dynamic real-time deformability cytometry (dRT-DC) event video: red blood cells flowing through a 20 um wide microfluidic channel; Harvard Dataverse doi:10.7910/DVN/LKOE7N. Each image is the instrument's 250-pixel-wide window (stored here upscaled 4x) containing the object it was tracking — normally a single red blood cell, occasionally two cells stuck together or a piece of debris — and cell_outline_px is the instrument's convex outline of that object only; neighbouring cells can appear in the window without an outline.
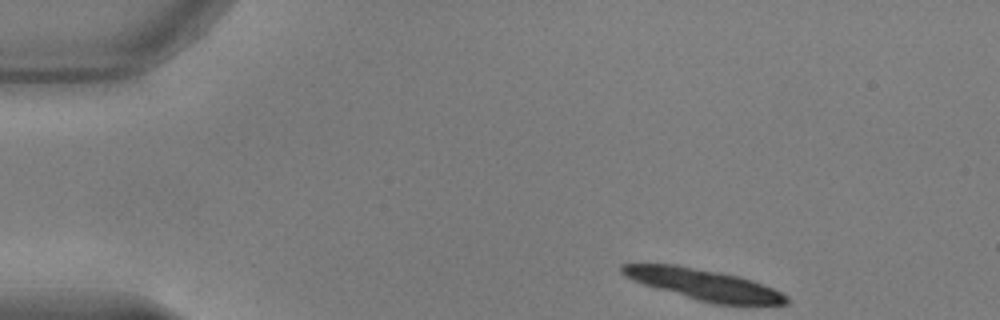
{"species": "common noctule bat (a hibernating species)", "species_latin": "Nyctalus noctula", "temperature_condition": "warm", "stored_images_in_passage": 46, "camera_frame_rate_fps": 3000, "um_per_image_px": 0.085, "animal": {"sex": "male", "body_mass_g": 17.9, "forearm_length_mm": 54.2}, "frame": {"image": 1, "passage_image": 1, "time_ms": 0.0, "image_size_px": [1000, 320], "cell_outline_px": [[788, 304], [716, 304], [696, 300], [656, 288], [632, 280], [624, 276], [620, 272], [620, 264], [676, 264], [720, 272], [740, 276], [752, 280], [772, 288], [788, 296]], "centroid_in_image_um": [59.78, 24.17], "position_along_channel_um": 25.2, "area_um2": 29.48}}
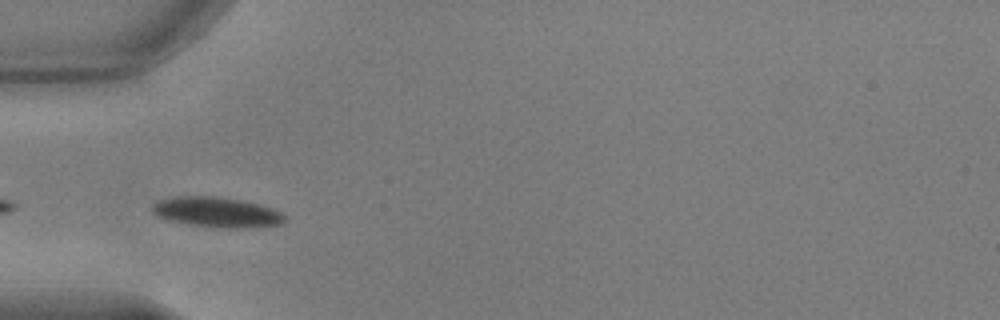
{"frame": {"image": 2, "passage_image": 11, "time_ms": 3.333, "image_size_px": [1000, 320], "cell_outline_px": [[284, 220], [280, 224], [252, 228], [220, 228], [192, 224], [168, 220], [156, 216], [152, 212], [152, 204], [160, 200], [172, 196], [216, 196], [240, 200], [260, 204], [272, 208], [280, 212], [284, 216]], "centroid_in_image_um": [18.4, 18.03], "position_along_channel_um": 66.6, "area_um2": 23.29}}
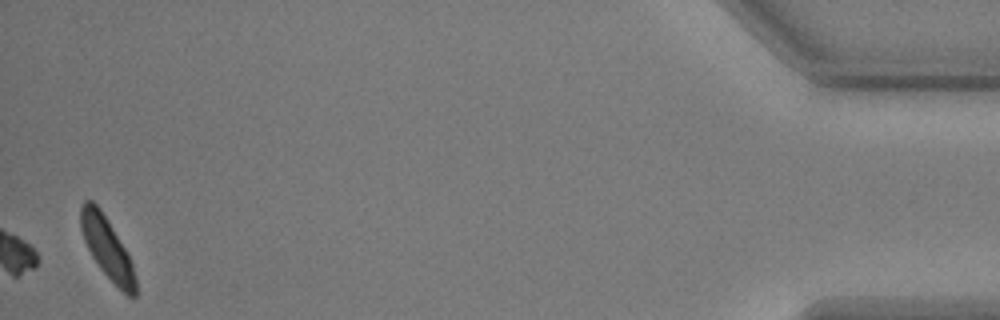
{"frame": {"image": 3, "passage_image": 46, "time_ms": 15.0, "image_size_px": [1000, 320], "cell_outline_px": [[136, 296], [128, 296], [100, 268], [92, 256], [84, 240], [80, 228], [80, 204], [84, 200], [92, 200], [100, 208], [124, 248], [132, 264], [136, 280]], "centroid_in_image_um": [9.06, 21.03], "position_along_channel_um": 426.1, "area_um2": 19.02}, "authors_computed_cell_mechanics": {"area_um2": 16.6753, "velocity_mm_per_s": 3.7906, "shape_relaxation_time_tau1_ms": 2.0902, "shape_relaxation_time_tau2_ms": null, "deformation_change_tau1": 0.1158, "deformation_change_tau2": null}}